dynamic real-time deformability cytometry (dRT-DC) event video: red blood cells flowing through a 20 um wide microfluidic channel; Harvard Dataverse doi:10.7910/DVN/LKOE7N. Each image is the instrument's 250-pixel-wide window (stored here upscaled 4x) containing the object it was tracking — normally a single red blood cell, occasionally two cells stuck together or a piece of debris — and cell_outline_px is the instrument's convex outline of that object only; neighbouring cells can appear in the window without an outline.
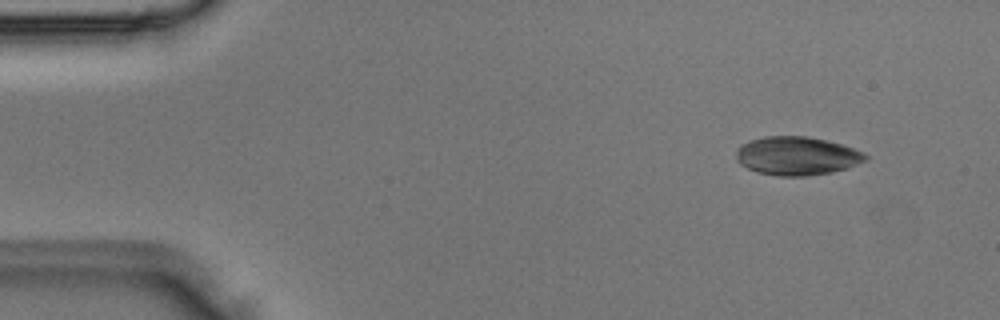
{"species": "Egyptian fruit bat (a non-hibernating species)", "species_latin": "Rousettus aegyptiacus", "temperature_condition": "room temperature", "stored_images_in_passage": 5, "camera_frame_rate_fps": 3000, "um_per_image_px": 0.085, "animal": {"sex": "male"}, "frame": {"image": 1, "passage_image": 2, "time_ms": 0.333, "image_size_px": [1000, 320], "cell_outline_px": [[868, 160], [848, 168], [832, 172], [804, 176], [780, 176], [756, 172], [740, 164], [736, 160], [736, 148], [740, 144], [748, 140], [764, 136], [808, 136], [840, 144], [864, 152], [868, 156]], "centroid_in_image_um": [67.71, 13.25], "position_along_channel_um": 17.3, "area_um2": 29.25}}
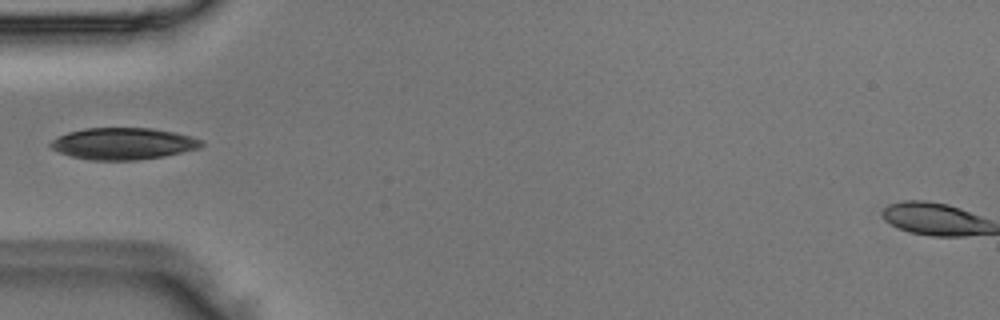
{"frame": {"image": 2, "passage_image": 5, "time_ms": 1.333, "image_size_px": [1000, 320], "cell_outline_px": [[204, 144], [200, 148], [164, 156], [136, 160], [88, 160], [72, 156], [60, 152], [52, 148], [48, 144], [52, 140], [68, 132], [84, 128], [152, 128], [176, 132], [192, 136], [204, 140]], "centroid_in_image_um": [10.52, 12.2], "position_along_channel_um": 74.5, "area_um2": 27.98}}